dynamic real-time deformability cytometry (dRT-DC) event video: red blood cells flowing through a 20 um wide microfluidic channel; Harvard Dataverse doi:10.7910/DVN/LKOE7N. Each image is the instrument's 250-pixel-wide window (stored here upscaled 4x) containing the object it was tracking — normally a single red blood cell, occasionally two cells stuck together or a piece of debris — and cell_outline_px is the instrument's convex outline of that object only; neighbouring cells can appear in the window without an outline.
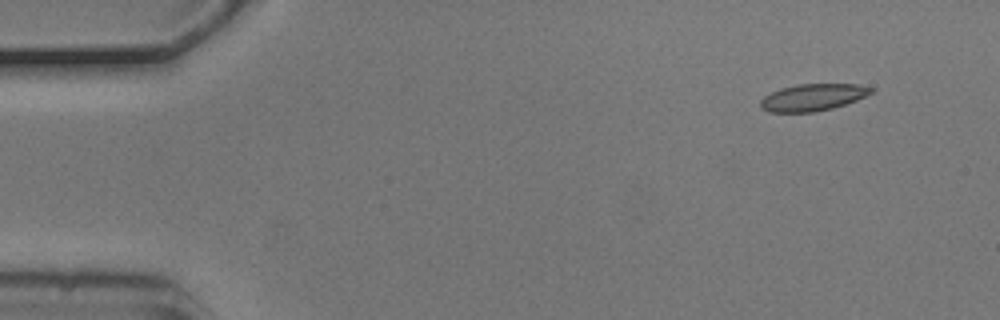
{"species": "common noctule bat (a hibernating species)", "species_latin": "Nyctalus noctula", "temperature_condition": "cold", "stored_images_in_passage": 5, "camera_frame_rate_fps": 3000, "um_per_image_px": 0.085, "animal": {"sex": "male", "body_mass_g": 20.5, "forearm_length_mm": 52.5}, "frame": {"image": 1, "passage_image": 2, "time_ms": 0.333, "image_size_px": [1000, 320], "cell_outline_px": [[876, 92], [856, 100], [832, 108], [816, 112], [768, 112], [760, 108], [760, 100], [764, 96], [780, 88], [796, 84], [860, 84], [876, 88]], "centroid_in_image_um": [69.12, 8.26], "position_along_channel_um": 15.9, "area_um2": 17.63}}
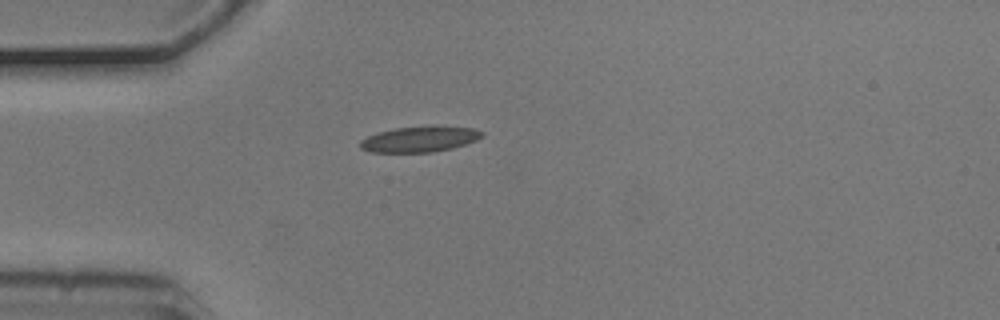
{"frame": {"image": 2, "passage_image": 5, "time_ms": 1.333, "image_size_px": [1000, 320], "cell_outline_px": [[484, 136], [476, 140], [452, 148], [432, 152], [372, 152], [360, 148], [360, 140], [368, 136], [380, 132], [396, 128], [432, 124], [472, 128], [484, 132]], "centroid_in_image_um": [35.71, 11.8], "position_along_channel_um": 49.3, "area_um2": 18.44}}